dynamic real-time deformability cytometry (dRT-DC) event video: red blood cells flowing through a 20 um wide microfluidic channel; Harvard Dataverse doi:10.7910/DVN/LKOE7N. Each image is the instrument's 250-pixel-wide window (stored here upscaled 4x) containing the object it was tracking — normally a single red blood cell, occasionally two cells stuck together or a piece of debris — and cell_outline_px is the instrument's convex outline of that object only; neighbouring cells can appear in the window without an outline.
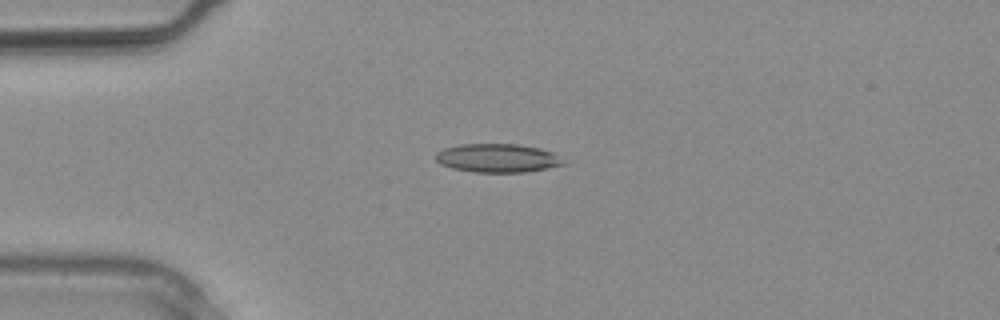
{"species": "common noctule bat (a hibernating species)", "species_latin": "Nyctalus noctula", "temperature_condition": "warm", "stored_images_in_passage": 2, "camera_frame_rate_fps": 3000, "um_per_image_px": 0.085, "animal": {"sex": "male", "body_mass_g": 20.4}, "frame": {"image": 1, "passage_image": 2, "time_ms": 0.333, "image_size_px": [1000, 320], "cell_outline_px": [[568, 164], [524, 172], [476, 172], [452, 168], [440, 164], [436, 160], [436, 152], [444, 148], [460, 144], [516, 144], [540, 148], [552, 152]], "centroid_in_image_um": [42.28, 13.43], "position_along_channel_um": 42.7, "area_um2": 21.21}}